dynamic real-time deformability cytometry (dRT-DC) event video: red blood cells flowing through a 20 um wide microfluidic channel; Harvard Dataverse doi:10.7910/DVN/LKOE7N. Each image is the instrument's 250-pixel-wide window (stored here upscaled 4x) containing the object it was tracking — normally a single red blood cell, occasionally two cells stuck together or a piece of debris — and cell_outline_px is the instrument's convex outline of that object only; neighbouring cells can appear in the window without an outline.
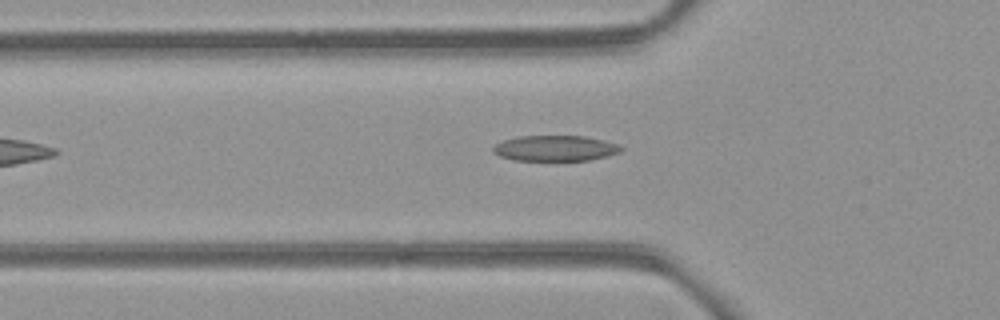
{"species": "common noctule bat (a hibernating species)", "species_latin": "Nyctalus noctula", "temperature_condition": "room temperature", "stored_images_in_passage": 7, "camera_frame_rate_fps": 3000, "um_per_image_px": 0.085, "animal": {"sex": "female", "body_mass_g": 21.9}, "frame": {"image": 1, "passage_image": 5, "time_ms": 5.333, "image_size_px": [1000, 320], "cell_outline_px": [[624, 148], [620, 152], [592, 160], [516, 160], [500, 156], [492, 152], [492, 148], [496, 144], [504, 140], [520, 136], [584, 136], [616, 144]], "centroid_in_image_um": [47.17, 12.6], "position_along_channel_um": 78.6, "area_um2": 18.84}}
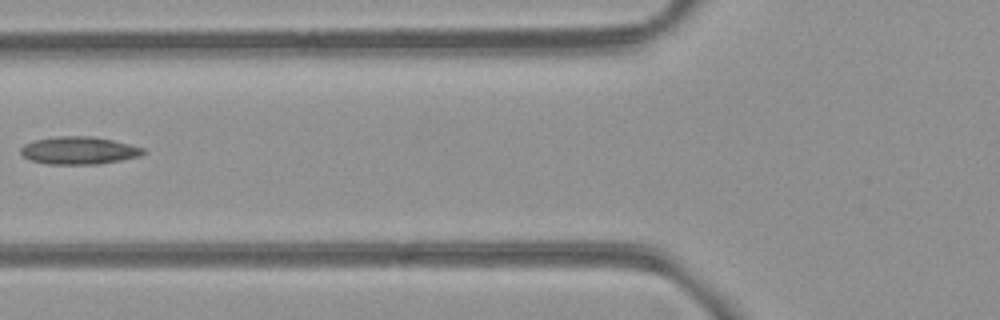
{"frame": {"image": 2, "passage_image": 6, "time_ms": 6.333, "image_size_px": [1000, 320], "cell_outline_px": [[148, 152], [140, 156], [100, 164], [48, 164], [32, 160], [24, 156], [20, 152], [20, 148], [24, 144], [36, 140], [56, 136], [92, 136], [112, 140], [144, 148]], "centroid_in_image_um": [6.73, 12.79], "position_along_channel_um": 119.1, "area_um2": 19.65}}
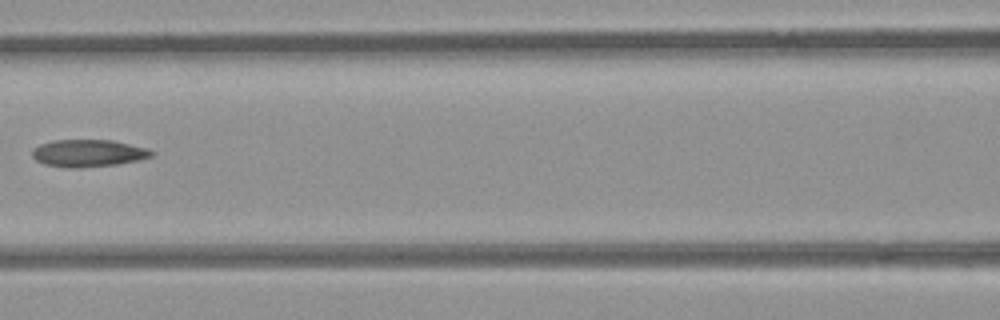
{"frame": {"image": 3, "passage_image": 7, "time_ms": 7.333, "image_size_px": [1000, 320], "cell_outline_px": [[156, 152], [152, 156], [140, 160], [116, 164], [80, 168], [68, 168], [44, 164], [36, 160], [32, 156], [32, 148], [40, 144], [52, 140], [112, 140], [148, 148]], "centroid_in_image_um": [7.5, 13.02], "position_along_channel_um": 159.1, "area_um2": 19.13}}